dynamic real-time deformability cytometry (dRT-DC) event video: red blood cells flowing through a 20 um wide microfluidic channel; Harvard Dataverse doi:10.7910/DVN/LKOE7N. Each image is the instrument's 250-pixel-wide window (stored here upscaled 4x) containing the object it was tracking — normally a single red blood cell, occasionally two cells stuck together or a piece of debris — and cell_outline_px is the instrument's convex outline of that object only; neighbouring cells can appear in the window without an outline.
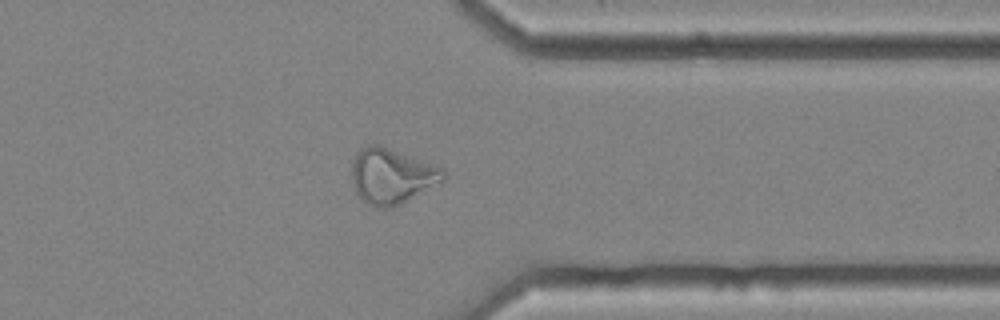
{"species": "common noctule bat (a hibernating species)", "species_latin": "Nyctalus noctula", "temperature_condition": "cold", "stored_images_in_passage": 38, "camera_frame_rate_fps": 3000, "um_per_image_px": 0.085, "animal": {"sex": "female", "body_mass_g": 25.1}, "frame": {"image": 1, "passage_image": 27, "time_ms": 8.667, "image_size_px": [1000, 320], "cell_outline_px": [[448, 176], [444, 180], [408, 200], [392, 208], [376, 208], [368, 204], [356, 192], [352, 180], [352, 164], [360, 148], [368, 144], [380, 144], [444, 168]], "centroid_in_image_um": [33.31, 14.95], "position_along_channel_um": 378.1, "area_um2": 29.59}, "authors_computed_cell_mechanics": {"area_um2": 26.2701, "velocity_mm_per_s": 3.6438, "shape_relaxation_time_tau1_ms": null, "shape_relaxation_time_tau2_ms": 3.27, "deformation_change_tau1": null, "deformation_change_tau2": 0.1093}}